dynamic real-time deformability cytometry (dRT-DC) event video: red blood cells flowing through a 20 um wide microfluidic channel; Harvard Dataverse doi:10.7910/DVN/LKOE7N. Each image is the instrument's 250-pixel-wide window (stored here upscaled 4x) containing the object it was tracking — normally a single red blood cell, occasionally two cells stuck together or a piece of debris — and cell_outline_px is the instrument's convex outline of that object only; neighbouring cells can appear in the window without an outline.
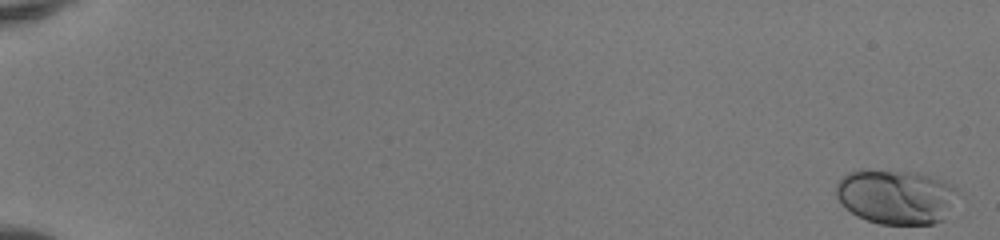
{"species": "human", "species_latin": "Homo sapiens", "temperature_condition": "room temperature", "stored_images_in_passage": 52, "camera_frame_rate_fps": 3000, "um_per_image_px": 0.085, "donor": {"sex": "female"}, "frame": {"image": 1, "passage_image": 1, "time_ms": 0.0, "image_size_px": [1000, 240], "cell_outline_px": [[956, 192], [944, 220], [932, 224], [880, 224], [856, 216], [844, 208], [836, 196], [836, 184], [848, 172], [864, 168], [920, 172], [940, 180], [956, 188]], "centroid_in_image_um": [76.08, 16.7], "position_along_channel_um": 8.9, "area_um2": 38.9}}
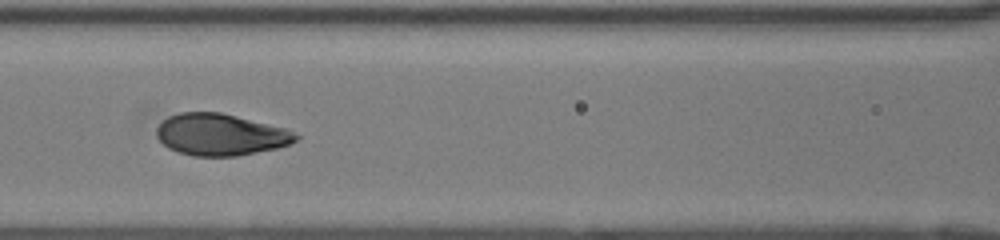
{"frame": {"image": 2, "passage_image": 26, "time_ms": 8.333, "image_size_px": [1000, 240], "cell_outline_px": [[300, 136], [296, 140], [288, 144], [276, 148], [236, 156], [192, 156], [168, 148], [156, 136], [156, 128], [168, 116], [180, 112], [220, 112], [284, 128]], "centroid_in_image_um": [18.7, 11.44], "position_along_channel_um": 147.9, "area_um2": 33.47}}
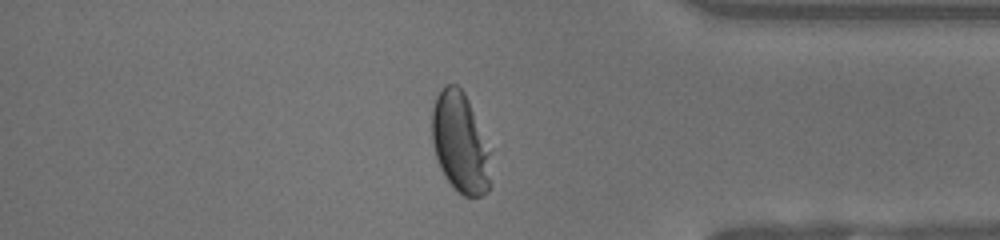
{"frame": {"image": 3, "passage_image": 45, "time_ms": 14.667, "image_size_px": [1000, 240], "cell_outline_px": [[492, 184], [488, 192], [480, 196], [464, 196], [456, 192], [444, 176], [440, 168], [436, 156], [432, 140], [432, 108], [436, 96], [444, 84], [456, 84], [464, 92], [468, 100], [488, 152]], "centroid_in_image_um": [39.08, 12.18], "position_along_channel_um": 396.1, "area_um2": 34.04}, "authors_computed_cell_mechanics": {"area_um2": 34.3332, "velocity_mm_per_s": 4.1321, "shape_relaxation_time_tau1_ms": 3.029, "shape_relaxation_time_tau2_ms": null, "deformation_change_tau1": 0.1636, "deformation_change_tau2": null}}